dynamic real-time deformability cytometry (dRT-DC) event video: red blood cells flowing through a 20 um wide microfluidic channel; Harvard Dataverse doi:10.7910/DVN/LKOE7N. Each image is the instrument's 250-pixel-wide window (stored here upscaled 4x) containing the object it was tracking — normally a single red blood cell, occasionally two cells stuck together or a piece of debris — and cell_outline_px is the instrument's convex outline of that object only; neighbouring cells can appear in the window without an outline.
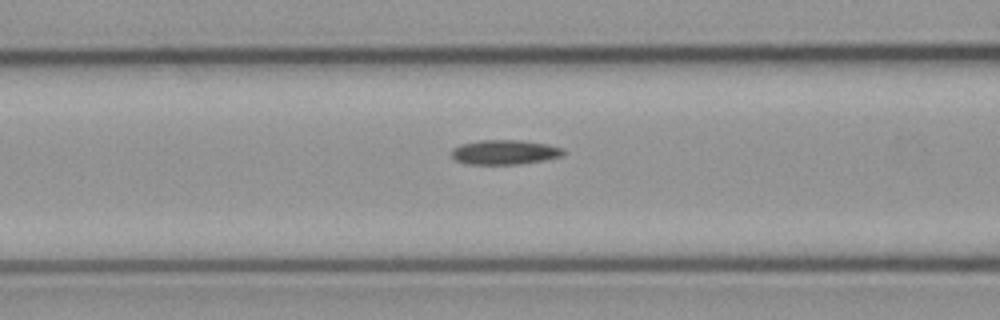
{"species": "common noctule bat (a hibernating species)", "species_latin": "Nyctalus noctula", "temperature_condition": "cold", "stored_images_in_passage": 16, "camera_frame_rate_fps": 3000, "um_per_image_px": 0.085, "animal": {"sex": "male", "body_mass_g": 23.1, "forearm_length_mm": 52.7}, "frame": {"image": 1, "passage_image": 14, "time_ms": 4.333, "image_size_px": [1000, 320], "cell_outline_px": [[564, 156], [544, 160], [520, 164], [468, 164], [456, 160], [452, 156], [452, 148], [460, 144], [480, 140], [520, 140], [548, 144], [564, 148]], "centroid_in_image_um": [42.92, 12.93], "position_along_channel_um": 123.7, "area_um2": 16.13}}